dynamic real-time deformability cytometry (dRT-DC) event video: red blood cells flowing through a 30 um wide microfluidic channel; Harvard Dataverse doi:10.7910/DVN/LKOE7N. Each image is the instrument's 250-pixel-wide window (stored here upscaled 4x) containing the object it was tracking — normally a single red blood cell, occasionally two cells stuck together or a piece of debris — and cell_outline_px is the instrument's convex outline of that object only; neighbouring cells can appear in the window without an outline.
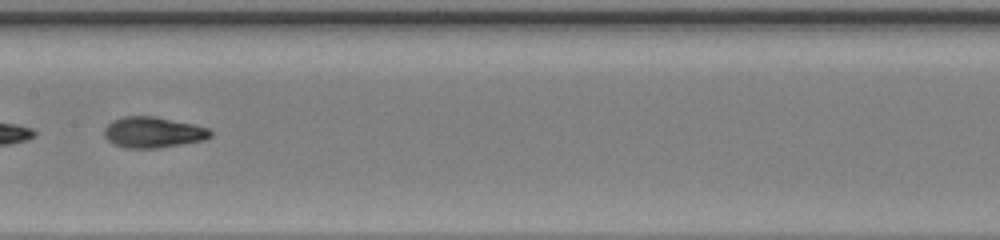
{"species": "common noctule bat (a hibernating species)", "species_latin": "Nyctalus noctula", "temperature_condition": "warm", "stored_images_in_passage": 51, "camera_frame_rate_fps": 3000, "um_per_image_px": 0.085, "animal": {"sex": "female", "body_mass_g": 20.0, "forearm_length_mm": 54.0}, "frame": {"image": 1, "passage_image": 27, "time_ms": 8.667, "image_size_px": [1000, 240], "cell_outline_px": [[212, 136], [204, 140], [156, 148], [128, 148], [112, 144], [104, 136], [104, 128], [112, 120], [124, 116], [156, 116], [192, 124], [208, 128], [212, 132]], "centroid_in_image_um": [12.98, 11.24], "position_along_channel_um": 194.4, "area_um2": 19.07}}
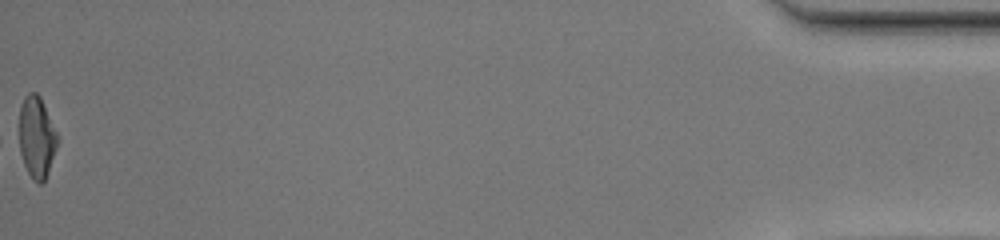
{"frame": {"image": 2, "passage_image": 51, "time_ms": 16.667, "image_size_px": [1000, 240], "cell_outline_px": [[60, 140], [48, 172], [44, 180], [40, 184], [28, 172], [12, 140], [20, 104], [24, 96], [28, 92], [36, 92], [40, 96], [60, 136]], "centroid_in_image_um": [3.02, 11.59], "position_along_channel_um": 432.2, "area_um2": 19.88}, "authors_computed_cell_mechanics": {"area_um2": 18.9584, "velocity_mm_per_s": 4.154, "shape_relaxation_time_tau1_ms": 4.8178, "shape_relaxation_time_tau2_ms": 1.2081, "deformation_change_tau1": 0.2408, "deformation_change_tau2": 0.0725}}